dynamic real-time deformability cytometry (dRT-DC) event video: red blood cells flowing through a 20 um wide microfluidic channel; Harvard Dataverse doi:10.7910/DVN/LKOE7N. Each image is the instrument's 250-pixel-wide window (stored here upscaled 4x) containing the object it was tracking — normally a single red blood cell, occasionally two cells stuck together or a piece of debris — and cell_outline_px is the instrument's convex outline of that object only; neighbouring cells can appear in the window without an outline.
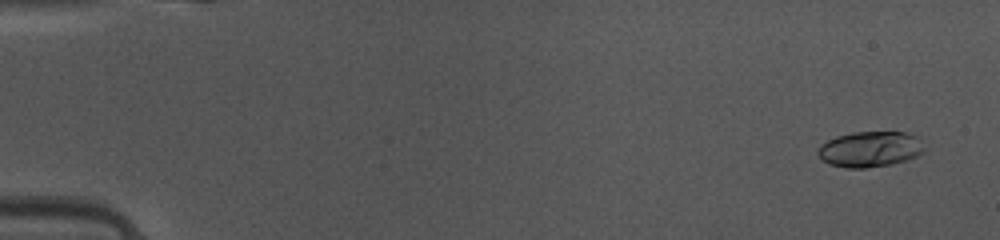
{"species": "common noctule bat (a hibernating species)", "species_latin": "Nyctalus noctula", "temperature_condition": "warm", "stored_images_in_passage": 49, "camera_frame_rate_fps": 3000, "um_per_image_px": 0.085, "animal": {"sex": "female", "body_mass_g": 10.0, "forearm_length_mm": 53.1}, "frame": {"image": 1, "passage_image": 3, "time_ms": 0.667, "image_size_px": [1000, 240], "cell_outline_px": [[924, 152], [916, 156], [892, 164], [864, 168], [848, 168], [828, 164], [816, 152], [820, 144], [836, 136], [852, 132], [904, 132], [916, 136]], "centroid_in_image_um": [73.89, 12.68], "position_along_channel_um": 11.1, "area_um2": 21.85}}
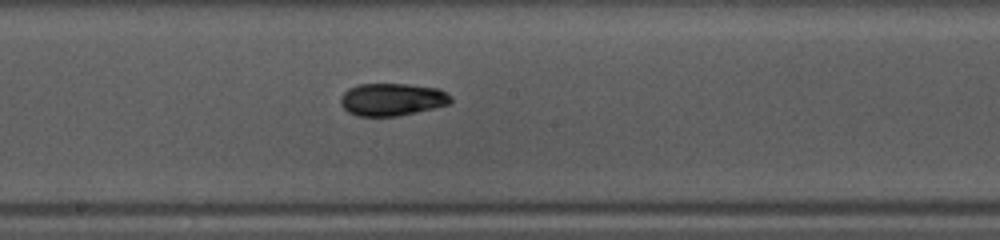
{"frame": {"image": 2, "passage_image": 27, "time_ms": 8.667, "image_size_px": [1000, 240], "cell_outline_px": [[452, 104], [416, 112], [396, 116], [356, 116], [348, 112], [340, 104], [340, 96], [348, 88], [356, 84], [408, 84], [440, 88], [452, 96]], "centroid_in_image_um": [33.34, 8.45], "position_along_channel_um": 214.9, "area_um2": 21.21}}
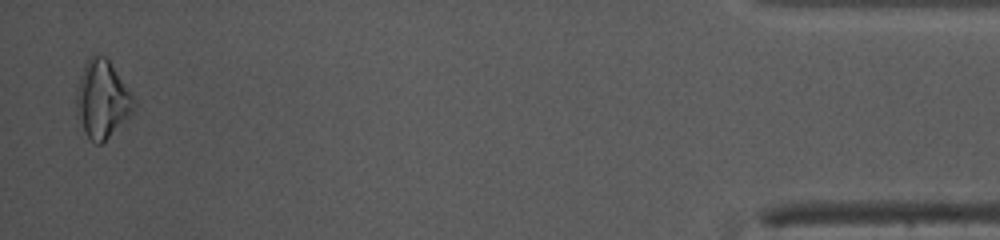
{"frame": {"image": 3, "passage_image": 48, "time_ms": 15.667, "image_size_px": [1000, 240], "cell_outline_px": [[136, 104], [132, 112], [100, 144], [96, 144], [84, 132], [76, 112], [76, 92], [80, 76], [84, 64], [92, 52], [104, 56], [108, 60], [136, 100]], "centroid_in_image_um": [8.66, 8.39], "position_along_channel_um": 426.5, "area_um2": 25.55}, "authors_computed_cell_mechanics": {"area_um2": 20.808, "velocity_mm_per_s": 4.1429, "shape_relaxation_time_tau1_ms": 6.2728, "shape_relaxation_time_tau2_ms": 3.0879, "deformation_change_tau1": 0.1619, "deformation_change_tau2": 0.0808}}